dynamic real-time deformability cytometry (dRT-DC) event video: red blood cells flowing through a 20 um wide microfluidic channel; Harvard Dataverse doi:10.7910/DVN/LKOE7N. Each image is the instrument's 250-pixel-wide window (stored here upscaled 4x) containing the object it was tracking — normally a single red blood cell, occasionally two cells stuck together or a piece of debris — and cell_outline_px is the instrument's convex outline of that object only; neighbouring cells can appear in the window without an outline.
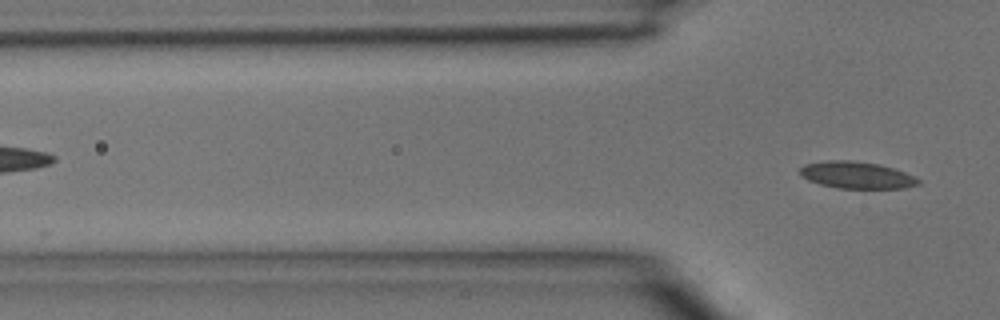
{"species": "common noctule bat (a hibernating species)", "species_latin": "Nyctalus noctula", "temperature_condition": "room temperature", "stored_images_in_passage": 4, "segment_of_instrument_passage": [2, 2], "camera_frame_rate_fps": 3000, "um_per_image_px": 0.085, "animal": {"sex": "male", "body_mass_g": 15.6}, "frame": {"image": 1, "passage_image": 4, "time_ms": 1.0, "image_size_px": [1000, 320], "cell_outline_px": [[920, 184], [904, 188], [840, 188], [820, 184], [808, 180], [800, 176], [800, 168], [804, 164], [824, 160], [852, 160], [876, 164], [892, 168], [904, 172], [920, 180]], "centroid_in_image_um": [72.77, 14.88], "position_along_channel_um": 53.0, "area_um2": 18.44}}